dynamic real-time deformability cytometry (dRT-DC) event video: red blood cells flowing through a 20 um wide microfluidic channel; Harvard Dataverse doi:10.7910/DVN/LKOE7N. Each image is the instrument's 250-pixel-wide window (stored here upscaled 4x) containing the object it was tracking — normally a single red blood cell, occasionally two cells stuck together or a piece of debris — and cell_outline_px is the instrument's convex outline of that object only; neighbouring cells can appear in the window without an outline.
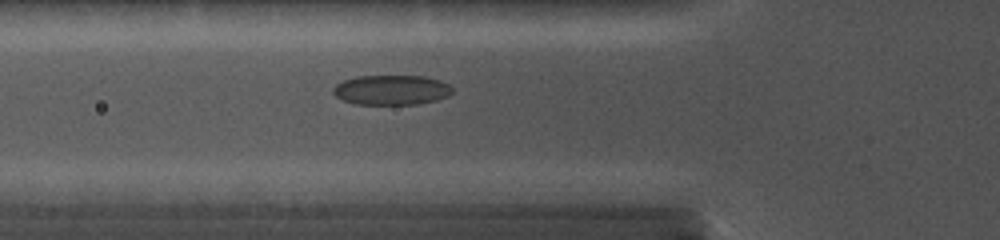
{"species": "common noctule bat (a hibernating species)", "species_latin": "Nyctalus noctula", "temperature_condition": "cold", "stored_images_in_passage": 55, "camera_frame_rate_fps": 5000, "um_per_image_px": 0.085, "animal": {"sex": "female", "body_mass_g": 19.0, "forearm_length_mm": 56.7}, "frame": {"image": 1, "passage_image": 3, "time_ms": 0.8, "image_size_px": [1000, 240], "cell_outline_px": [[452, 92], [448, 96], [436, 100], [416, 104], [356, 104], [344, 100], [336, 96], [332, 92], [332, 88], [336, 84], [344, 80], [356, 76], [424, 76], [440, 80], [448, 84], [452, 88]], "centroid_in_image_um": [33.26, 7.64], "position_along_channel_um": 92.5, "area_um2": 20.69}}
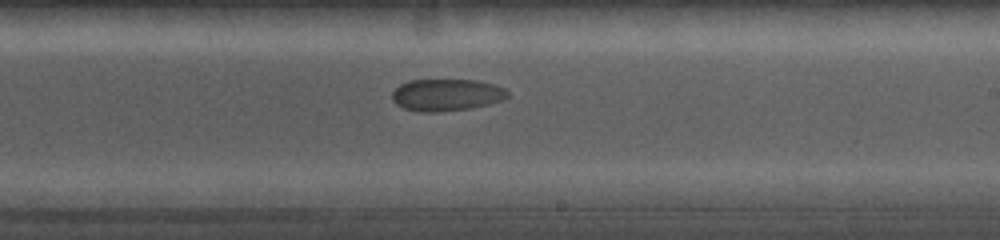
{"frame": {"image": 2, "passage_image": 24, "time_ms": 5.2, "image_size_px": [1000, 240], "cell_outline_px": [[508, 96], [504, 100], [472, 108], [440, 112], [416, 112], [404, 108], [396, 104], [392, 100], [392, 92], [400, 84], [408, 80], [476, 80], [492, 84], [504, 88], [508, 92]], "centroid_in_image_um": [37.93, 8.07], "position_along_channel_um": 251.1, "area_um2": 21.68}}
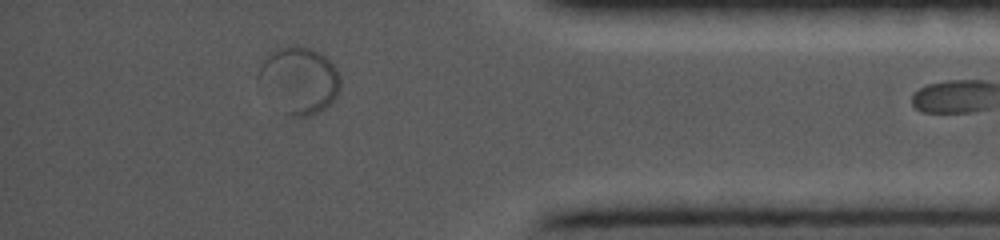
{"frame": {"image": 3, "passage_image": 53, "time_ms": 10.0, "image_size_px": [1000, 240], "cell_outline_px": [[340, 92], [324, 108], [308, 116], [288, 116], [280, 112], [256, 84], [256, 76], [268, 52], [276, 48], [292, 44], [300, 44], [312, 48], [320, 52], [336, 68], [340, 76]], "centroid_in_image_um": [25.35, 6.8], "position_along_channel_um": 409.8, "area_um2": 32.66}}